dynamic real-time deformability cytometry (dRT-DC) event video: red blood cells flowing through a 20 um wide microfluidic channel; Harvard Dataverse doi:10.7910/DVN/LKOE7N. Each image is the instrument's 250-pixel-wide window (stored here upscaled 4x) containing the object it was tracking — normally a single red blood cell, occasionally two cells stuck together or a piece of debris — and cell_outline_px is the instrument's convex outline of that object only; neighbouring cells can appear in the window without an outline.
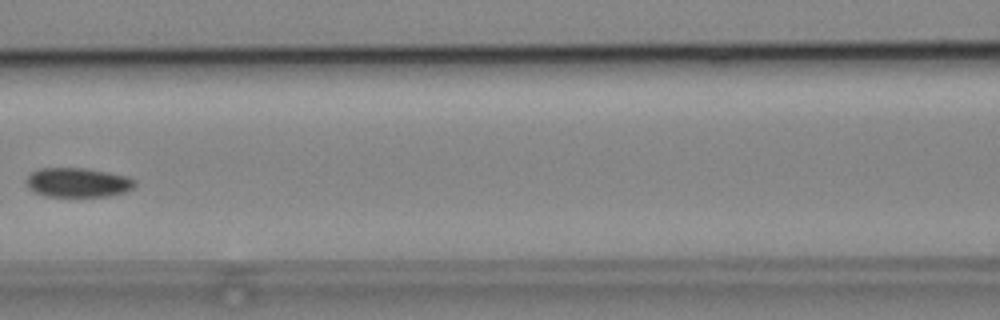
{"species": "common noctule bat (a hibernating species)", "species_latin": "Nyctalus noctula", "temperature_condition": "cold", "stored_images_in_passage": 7, "camera_frame_rate_fps": 3000, "um_per_image_px": 0.085, "animal": {"sex": "male", "body_mass_g": 19.2, "forearm_length_mm": 51.8}, "frame": {"image": 1, "passage_image": 6, "time_ms": 7.333, "image_size_px": [1000, 320], "cell_outline_px": [[136, 184], [132, 188], [124, 192], [108, 196], [44, 196], [32, 192], [28, 188], [28, 176], [32, 172], [40, 168], [84, 168], [108, 172], [128, 176], [136, 180]], "centroid_in_image_um": [6.62, 15.51], "position_along_channel_um": 160.0, "area_um2": 18.55}}
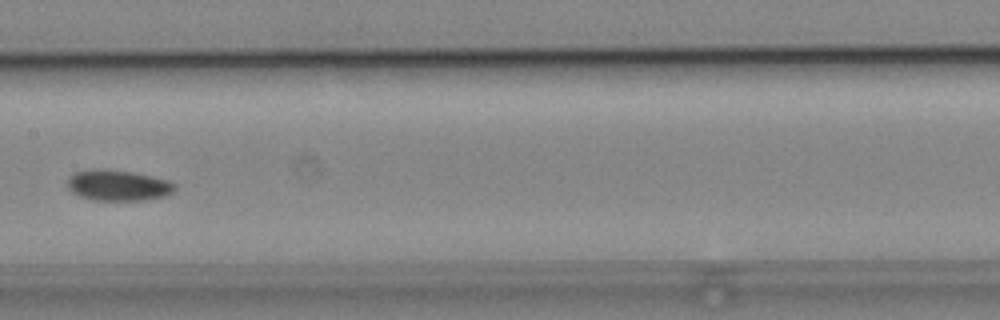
{"frame": {"image": 2, "passage_image": 7, "time_ms": 8.333, "image_size_px": [1000, 320], "cell_outline_px": [[176, 188], [172, 192], [164, 196], [144, 200], [92, 200], [80, 196], [72, 192], [68, 188], [68, 176], [76, 172], [92, 168], [96, 168], [132, 172], [168, 180], [176, 184]], "centroid_in_image_um": [10.01, 15.75], "position_along_channel_um": 197.4, "area_um2": 19.25}}